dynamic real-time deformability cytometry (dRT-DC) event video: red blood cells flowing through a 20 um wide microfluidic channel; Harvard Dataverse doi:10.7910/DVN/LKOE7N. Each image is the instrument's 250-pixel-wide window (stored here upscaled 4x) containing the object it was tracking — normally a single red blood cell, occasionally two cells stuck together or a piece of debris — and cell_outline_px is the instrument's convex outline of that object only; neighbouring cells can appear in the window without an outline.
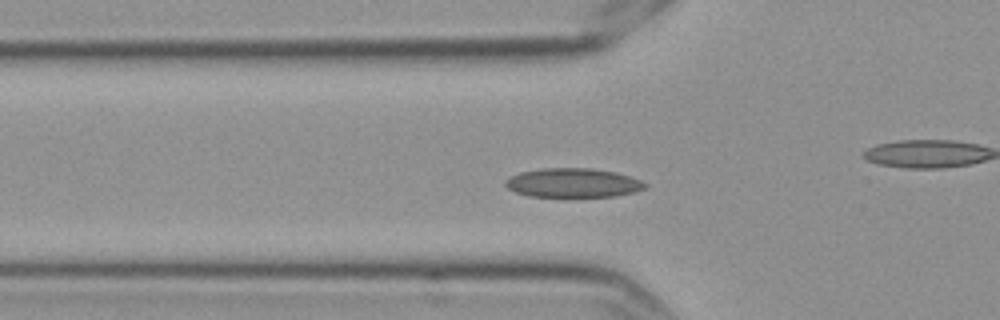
{"species": "Egyptian fruit bat (a non-hibernating species)", "species_latin": "Rousettus aegyptiacus", "temperature_condition": "cold", "stored_images_in_passage": 44, "camera_frame_rate_fps": 3000, "um_per_image_px": 0.085, "frame": {"image": 1, "passage_image": 5, "time_ms": 1.333, "image_size_px": [1000, 320], "cell_outline_px": [[648, 188], [636, 192], [616, 196], [528, 196], [516, 192], [508, 188], [504, 184], [504, 180], [520, 172], [540, 168], [592, 168], [616, 172], [640, 180], [648, 184]], "centroid_in_image_um": [48.73, 15.53], "position_along_channel_um": 77.1, "area_um2": 23.76}}
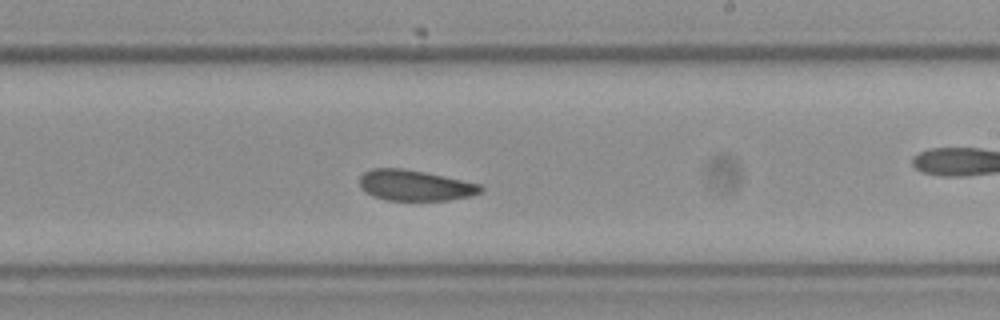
{"frame": {"image": 2, "passage_image": 20, "time_ms": 6.333, "image_size_px": [1000, 320], "cell_outline_px": [[484, 188], [480, 192], [472, 196], [448, 200], [384, 200], [372, 196], [360, 188], [360, 176], [364, 172], [372, 168], [404, 168], [424, 172], [480, 184]], "centroid_in_image_um": [35.24, 15.76], "position_along_channel_um": 253.8, "area_um2": 21.68}}
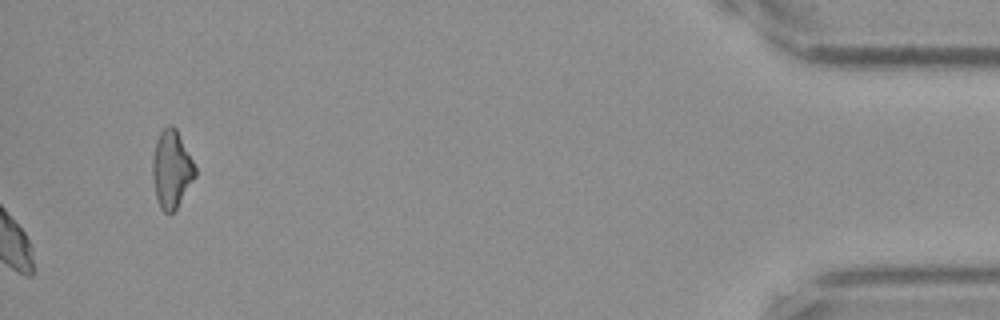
{"frame": {"image": 3, "passage_image": 44, "time_ms": 14.333, "image_size_px": [1000, 320], "cell_outline_px": [[196, 176], [176, 208], [172, 212], [164, 212], [160, 208], [156, 196], [152, 180], [152, 160], [156, 140], [160, 132], [168, 124], [172, 124], [176, 128], [196, 168]], "centroid_in_image_um": [14.56, 14.37], "position_along_channel_um": 420.6, "area_um2": 19.13}, "authors_computed_cell_mechanics": {"area_um2": 22.5998, "velocity_mm_per_s": 3.5209, "shape_relaxation_time_tau1_ms": null, "shape_relaxation_time_tau2_ms": 6.2879, "deformation_change_tau1": null, "deformation_change_tau2": 0.0913}}